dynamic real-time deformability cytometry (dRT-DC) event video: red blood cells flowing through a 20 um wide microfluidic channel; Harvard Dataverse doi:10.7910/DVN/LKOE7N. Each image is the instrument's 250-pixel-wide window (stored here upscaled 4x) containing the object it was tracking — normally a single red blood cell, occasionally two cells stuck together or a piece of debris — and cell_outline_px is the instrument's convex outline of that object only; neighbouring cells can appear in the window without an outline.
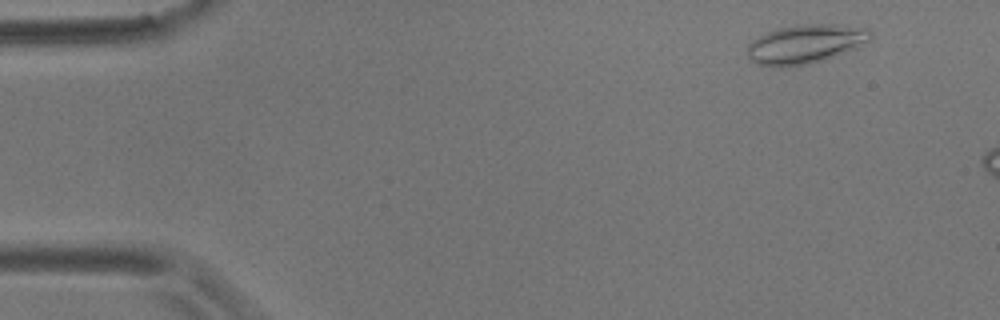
{"species": "common noctule bat (a hibernating species)", "species_latin": "Nyctalus noctula", "temperature_condition": "room temperature", "stored_images_in_passage": 10, "camera_frame_rate_fps": 3000, "um_per_image_px": 0.085, "animal": {"sex": "male", "body_mass_g": 17.9}, "frame": {"image": 1, "passage_image": 4, "time_ms": 1.0, "image_size_px": [1000, 320], "cell_outline_px": [[872, 40], [856, 48], [808, 64], [784, 68], [776, 68], [756, 64], [748, 56], [748, 44], [752, 40], [768, 32], [780, 28], [796, 24], [836, 24], [872, 28]], "centroid_in_image_um": [68.49, 3.74], "position_along_channel_um": 16.5, "area_um2": 28.21}}